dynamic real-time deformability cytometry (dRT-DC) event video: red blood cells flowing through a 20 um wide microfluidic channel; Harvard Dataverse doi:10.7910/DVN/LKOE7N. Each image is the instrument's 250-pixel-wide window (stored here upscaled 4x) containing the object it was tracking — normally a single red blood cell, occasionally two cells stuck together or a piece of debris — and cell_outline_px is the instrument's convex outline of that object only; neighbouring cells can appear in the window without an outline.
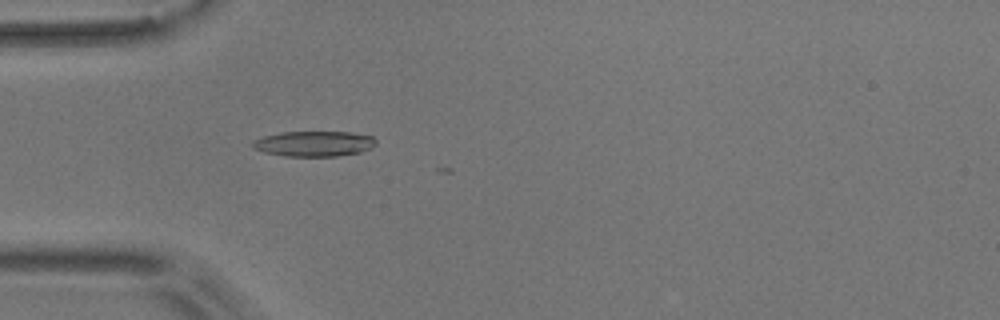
{"species": "common noctule bat (a hibernating species)", "species_latin": "Nyctalus noctula", "temperature_condition": "room temperature", "stored_images_in_passage": 17, "camera_frame_rate_fps": 3000, "um_per_image_px": 0.085, "animal": {"sex": "male", "body_mass_g": 17.9}, "frame": {"image": 1, "passage_image": 16, "time_ms": 5.0, "image_size_px": [1000, 320], "cell_outline_px": [[376, 144], [372, 148], [360, 152], [336, 156], [284, 156], [264, 152], [252, 148], [248, 144], [252, 140], [264, 136], [280, 132], [352, 132], [372, 136], [376, 140]], "centroid_in_image_um": [26.65, 12.21], "position_along_channel_um": 58.4, "area_um2": 18.44}}